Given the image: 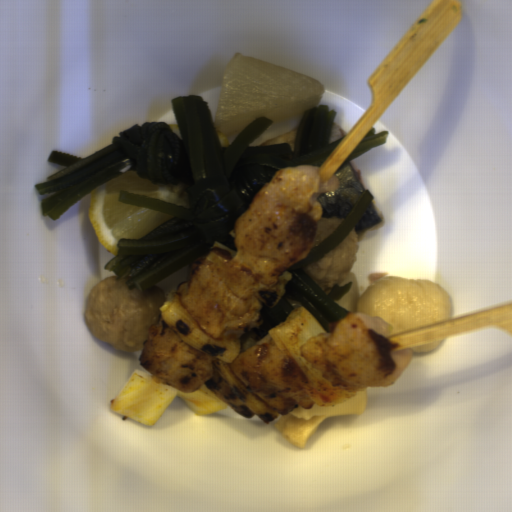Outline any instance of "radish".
<instances>
[{"label": "radish", "instance_id": "1f323893", "mask_svg": "<svg viewBox=\"0 0 512 512\" xmlns=\"http://www.w3.org/2000/svg\"><path fill=\"white\" fill-rule=\"evenodd\" d=\"M323 94L324 82L316 78L236 52L224 70L213 127L229 135L259 116L275 123L288 122L318 107Z\"/></svg>", "mask_w": 512, "mask_h": 512}]
</instances>
